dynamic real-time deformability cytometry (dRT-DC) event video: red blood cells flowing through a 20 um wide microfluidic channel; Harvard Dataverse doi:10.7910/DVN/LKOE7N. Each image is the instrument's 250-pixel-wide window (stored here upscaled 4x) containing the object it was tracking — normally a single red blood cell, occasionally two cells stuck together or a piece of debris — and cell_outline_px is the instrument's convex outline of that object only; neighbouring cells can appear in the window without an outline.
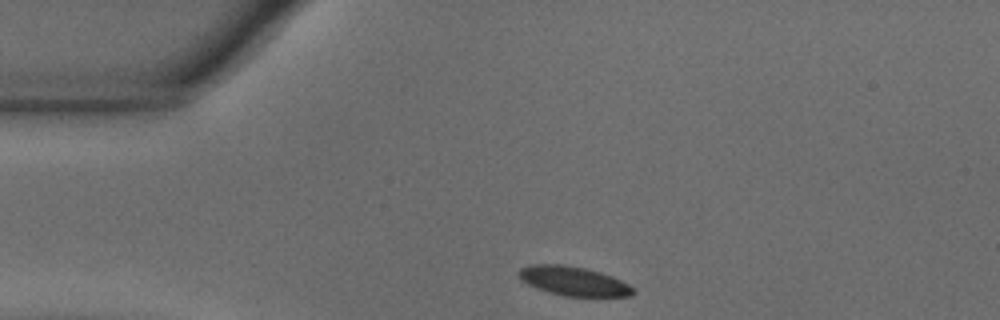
{"species": "common noctule bat (a hibernating species)", "species_latin": "Nyctalus noctula", "temperature_condition": "warm", "stored_images_in_passage": 44, "camera_frame_rate_fps": 3000, "um_per_image_px": 0.085, "animal": {"sex": "male", "body_mass_g": 18.8}, "frame": {"image": 1, "passage_image": 1, "time_ms": 0.0, "image_size_px": [1000, 320], "cell_outline_px": [[636, 292], [632, 296], [564, 296], [548, 292], [536, 288], [520, 280], [516, 272], [520, 268], [532, 264], [564, 264], [584, 268], [600, 272], [612, 276], [628, 284]], "centroid_in_image_um": [48.7, 23.88], "position_along_channel_um": 36.3, "area_um2": 19.54}}
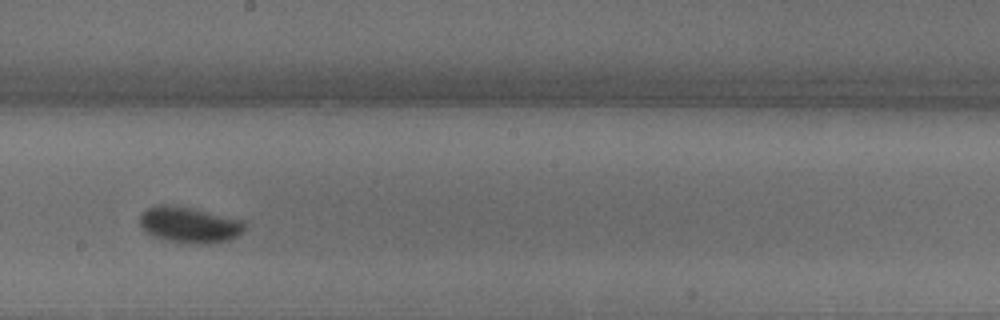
{"frame": {"image": 2, "passage_image": 20, "time_ms": 6.333, "image_size_px": [1000, 320], "cell_outline_px": [[244, 228], [236, 236], [228, 240], [204, 244], [200, 244], [164, 240], [152, 236], [144, 232], [140, 228], [140, 212], [156, 204], [168, 204], [188, 208], [240, 220], [244, 224]], "centroid_in_image_um": [15.97, 19.11], "position_along_channel_um": 232.2, "area_um2": 21.62}}
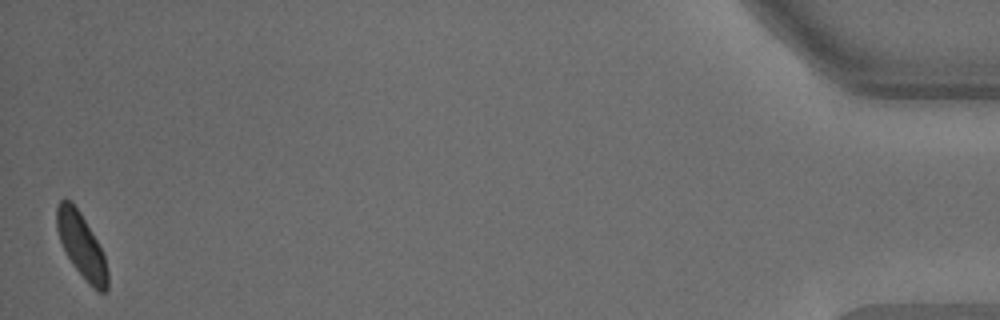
{"frame": {"image": 3, "passage_image": 44, "time_ms": 14.333, "image_size_px": [1000, 320], "cell_outline_px": [[108, 292], [96, 292], [88, 284], [72, 264], [60, 240], [56, 228], [56, 208], [60, 200], [68, 200], [80, 212], [96, 240], [104, 256], [108, 272]], "centroid_in_image_um": [6.93, 20.94], "position_along_channel_um": 428.3, "area_um2": 18.84}, "authors_computed_cell_mechanics": {"area_um2": 20.1433, "velocity_mm_per_s": 3.6159, "shape_relaxation_time_tau1_ms": 6.8692, "shape_relaxation_time_tau2_ms": null, "deformation_change_tau1": 0.2017, "deformation_change_tau2": null}}